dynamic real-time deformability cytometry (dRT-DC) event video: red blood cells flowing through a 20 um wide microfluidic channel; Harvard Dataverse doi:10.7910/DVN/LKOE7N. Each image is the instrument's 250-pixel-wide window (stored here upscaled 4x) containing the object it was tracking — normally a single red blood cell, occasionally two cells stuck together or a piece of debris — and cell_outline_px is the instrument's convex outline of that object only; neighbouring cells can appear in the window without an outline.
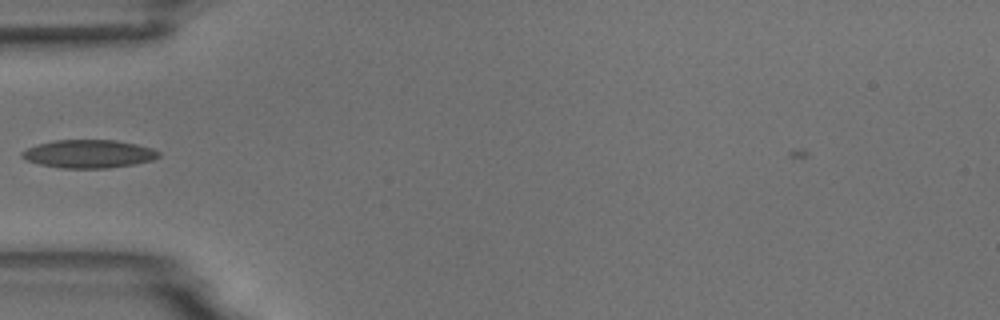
{"species": "common noctule bat (a hibernating species)", "species_latin": "Nyctalus noctula", "temperature_condition": "room temperature", "stored_images_in_passage": 6, "camera_frame_rate_fps": 3000, "um_per_image_px": 0.085, "animal": {"sex": "male", "body_mass_g": 18.8}, "frame": {"image": 1, "passage_image": 4, "time_ms": 3.667, "image_size_px": [1000, 320], "cell_outline_px": [[160, 156], [152, 160], [136, 164], [108, 168], [60, 168], [40, 164], [28, 160], [20, 156], [20, 152], [28, 148], [40, 144], [56, 140], [116, 140], [136, 144], [152, 148], [160, 152]], "centroid_in_image_um": [7.57, 13.08], "position_along_channel_um": 77.4, "area_um2": 22.37}}